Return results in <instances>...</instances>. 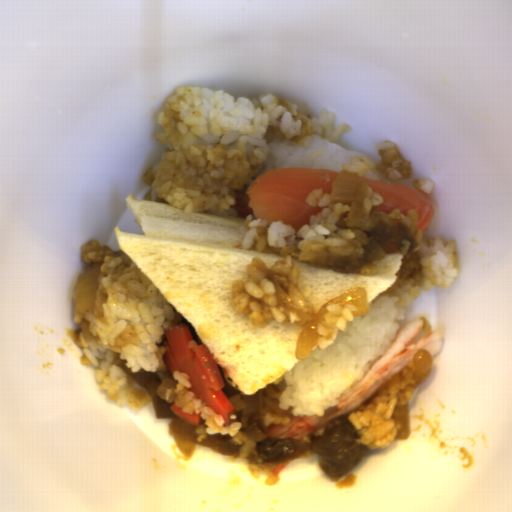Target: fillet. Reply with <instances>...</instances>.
Returning <instances> with one entry per match:
<instances>
[{"label":"fillet","mask_w":512,"mask_h":512,"mask_svg":"<svg viewBox=\"0 0 512 512\" xmlns=\"http://www.w3.org/2000/svg\"><path fill=\"white\" fill-rule=\"evenodd\" d=\"M424 318L417 319L400 329L393 344L373 363L360 380L349 386L340 396L336 406L326 409L324 414H292L288 425L270 424L267 437L272 440L300 441L318 431L325 424L351 413L362 412L371 399L412 360L419 350L429 351L432 362L441 353L445 344V328L441 324L429 334L409 343L421 331Z\"/></svg>","instance_id":"25842a12"},{"label":"fillet","mask_w":512,"mask_h":512,"mask_svg":"<svg viewBox=\"0 0 512 512\" xmlns=\"http://www.w3.org/2000/svg\"><path fill=\"white\" fill-rule=\"evenodd\" d=\"M339 173L312 167L270 169L257 177L244 193L253 216L269 222L281 220L299 231L311 223L320 206H311L306 199L316 189L332 194V183Z\"/></svg>","instance_id":"e2c912f1"},{"label":"fillet","mask_w":512,"mask_h":512,"mask_svg":"<svg viewBox=\"0 0 512 512\" xmlns=\"http://www.w3.org/2000/svg\"><path fill=\"white\" fill-rule=\"evenodd\" d=\"M362 182L371 188L372 192L382 195V202L376 207L378 211L388 215L392 210H400L405 216L409 210H415L417 229L425 234L435 215L433 195L423 192L414 185L402 184L399 181L363 178Z\"/></svg>","instance_id":"e495c32b"}]
</instances>
